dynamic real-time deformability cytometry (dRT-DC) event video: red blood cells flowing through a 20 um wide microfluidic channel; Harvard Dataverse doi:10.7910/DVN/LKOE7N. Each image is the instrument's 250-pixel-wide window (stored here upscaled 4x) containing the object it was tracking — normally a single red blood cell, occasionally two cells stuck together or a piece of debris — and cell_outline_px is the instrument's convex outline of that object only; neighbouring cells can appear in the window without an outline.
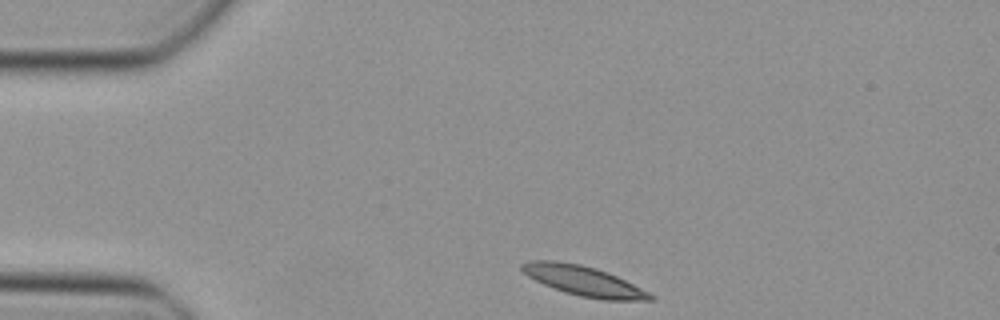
{"species": "Egyptian fruit bat (a non-hibernating species)", "species_latin": "Rousettus aegyptiacus", "temperature_condition": "cold", "stored_images_in_passage": 40, "camera_frame_rate_fps": 3000, "um_per_image_px": 0.085, "animal": {"sex": "female"}, "frame": {"image": 1, "passage_image": 1, "time_ms": 0.0, "image_size_px": [1000, 320], "cell_outline_px": [[656, 300], [604, 300], [580, 296], [564, 292], [544, 284], [528, 276], [520, 268], [520, 264], [528, 260], [556, 260], [580, 264], [596, 268], [608, 272], [656, 296]], "centroid_in_image_um": [49.59, 23.87], "position_along_channel_um": 35.4, "area_um2": 22.25}}
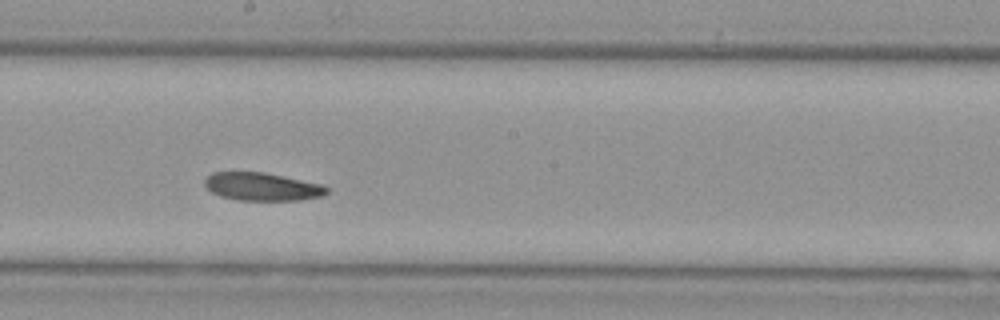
{"frame": {"image": 2, "passage_image": 18, "time_ms": 5.667, "image_size_px": [1000, 320], "cell_outline_px": [[328, 192], [324, 196], [300, 200], [236, 200], [220, 196], [212, 192], [204, 184], [204, 180], [212, 172], [264, 172], [324, 184], [328, 188]], "centroid_in_image_um": [22.31, 15.87], "position_along_channel_um": 225.9, "area_um2": 20.06}}
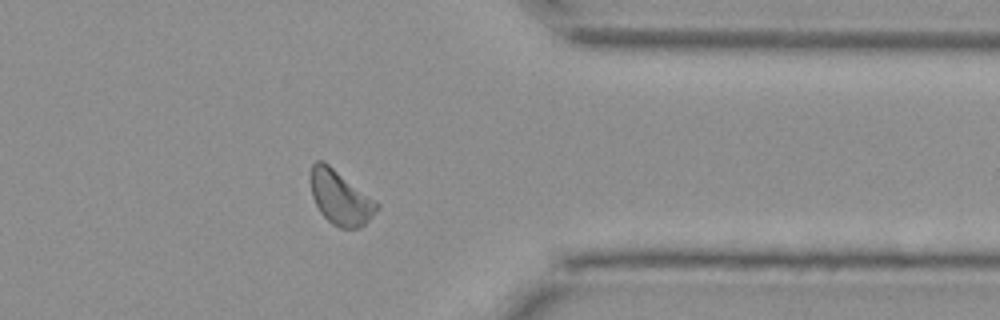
{"frame": {"image": 3, "passage_image": 30, "time_ms": 9.667, "image_size_px": [1000, 320], "cell_outline_px": [[380, 208], [360, 228], [340, 228], [332, 224], [320, 212], [312, 196], [308, 176], [312, 164], [316, 160], [324, 160], [376, 200], [380, 204]], "centroid_in_image_um": [28.91, 16.76], "position_along_channel_um": 382.5, "area_um2": 21.27}}